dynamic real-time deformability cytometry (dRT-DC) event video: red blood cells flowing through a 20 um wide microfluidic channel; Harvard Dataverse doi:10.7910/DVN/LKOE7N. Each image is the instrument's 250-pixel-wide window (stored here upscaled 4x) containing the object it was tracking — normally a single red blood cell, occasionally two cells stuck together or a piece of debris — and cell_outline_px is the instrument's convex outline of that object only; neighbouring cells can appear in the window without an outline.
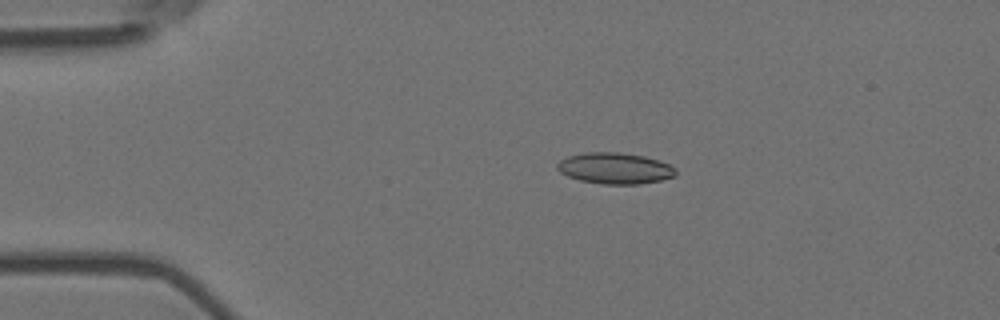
{"species": "Egyptian fruit bat (a non-hibernating species)", "species_latin": "Rousettus aegyptiacus", "temperature_condition": "room temperature", "stored_images_in_passage": 5, "camera_frame_rate_fps": 3000, "um_per_image_px": 0.085, "animal": {"sex": "female"}, "frame": {"image": 1, "passage_image": 3, "time_ms": 0.667, "image_size_px": [1000, 320], "cell_outline_px": [[676, 176], [660, 180], [640, 184], [600, 184], [580, 180], [568, 176], [560, 172], [556, 168], [556, 164], [560, 160], [568, 156], [588, 152], [620, 152], [644, 156], [660, 160], [676, 168]], "centroid_in_image_um": [52.27, 14.3], "position_along_channel_um": 32.7, "area_um2": 21.62}}
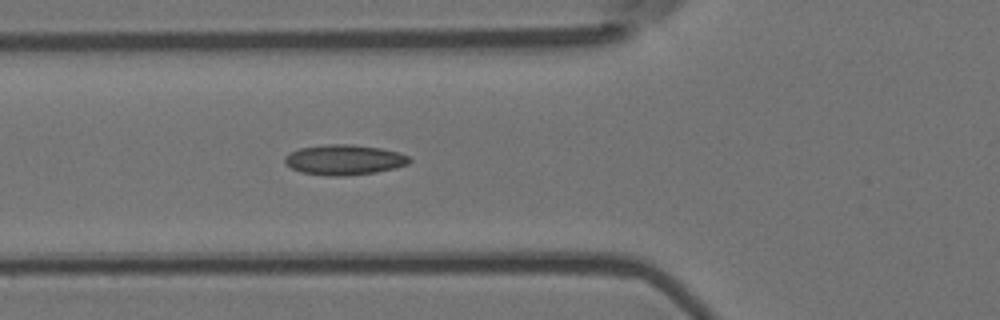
{"frame": {"image": 2, "passage_image": 5, "time_ms": 1.333, "image_size_px": [1000, 320], "cell_outline_px": [[412, 160], [408, 164], [396, 168], [376, 172], [344, 176], [328, 176], [300, 172], [284, 164], [284, 156], [288, 152], [300, 148], [324, 144], [352, 144], [380, 148], [400, 152], [408, 156]], "centroid_in_image_um": [29.24, 13.58], "position_along_channel_um": 96.6, "area_um2": 22.25}}